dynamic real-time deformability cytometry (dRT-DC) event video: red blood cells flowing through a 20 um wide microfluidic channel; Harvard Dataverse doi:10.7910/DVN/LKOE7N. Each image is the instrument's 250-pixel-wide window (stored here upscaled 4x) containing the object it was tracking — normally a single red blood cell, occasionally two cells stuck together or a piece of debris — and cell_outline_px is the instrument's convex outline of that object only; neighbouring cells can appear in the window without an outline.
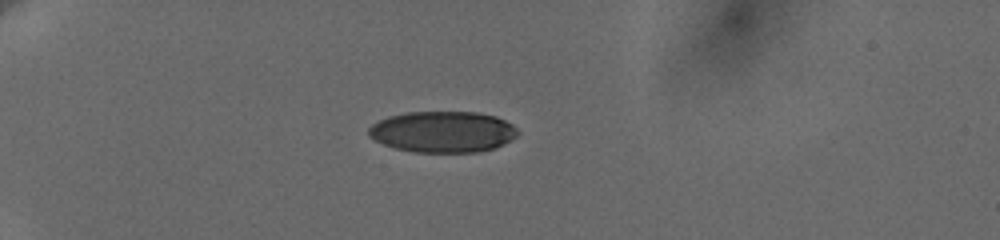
{"species": "human", "species_latin": "Homo sapiens", "temperature_condition": "cold", "stored_images_in_passage": 4, "camera_frame_rate_fps": 3000, "um_per_image_px": 0.085, "donor": {"sex": "female"}, "frame": {"image": 1, "passage_image": 1, "time_ms": 0.0, "image_size_px": [1000, 240], "cell_outline_px": [[520, 132], [512, 140], [496, 148], [476, 152], [412, 152], [396, 148], [384, 144], [368, 136], [368, 128], [372, 124], [388, 116], [408, 112], [476, 112], [496, 116], [512, 124]], "centroid_in_image_um": [37.66, 11.2], "position_along_channel_um": 47.3, "area_um2": 35.89}}
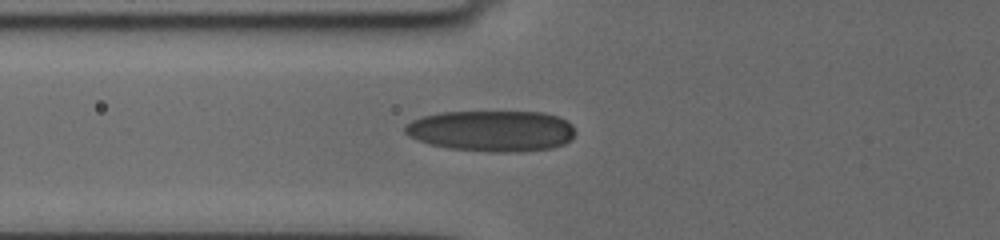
{"frame": {"image": 2, "passage_image": 4, "time_ms": 2.333, "image_size_px": [1000, 240], "cell_outline_px": [[576, 132], [572, 140], [564, 144], [552, 148], [520, 152], [488, 152], [448, 148], [432, 144], [408, 136], [404, 132], [404, 128], [412, 120], [424, 116], [444, 112], [544, 112], [556, 116], [572, 124]], "centroid_in_image_um": [41.84, 11.13], "position_along_channel_um": 84.0, "area_um2": 40.75}}